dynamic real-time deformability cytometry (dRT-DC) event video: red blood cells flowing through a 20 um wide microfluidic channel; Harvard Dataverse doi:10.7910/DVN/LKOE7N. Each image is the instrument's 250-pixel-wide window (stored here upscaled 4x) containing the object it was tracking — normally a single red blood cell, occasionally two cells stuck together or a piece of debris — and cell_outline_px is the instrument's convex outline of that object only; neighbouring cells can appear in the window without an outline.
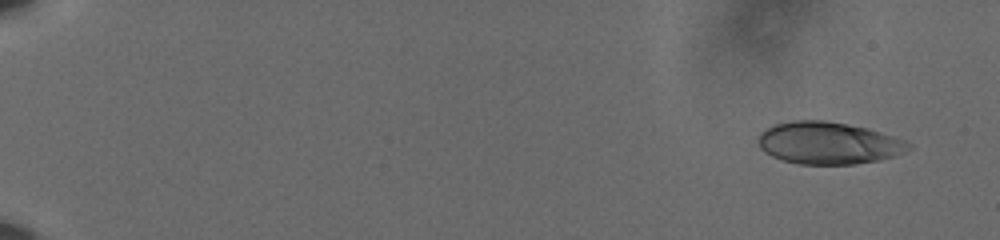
{"species": "human", "species_latin": "Homo sapiens", "temperature_condition": "cold", "stored_images_in_passage": 57, "camera_frame_rate_fps": 3000, "um_per_image_px": 0.085, "donor": {"sex": "male"}, "frame": {"image": 1, "passage_image": 2, "time_ms": 0.333, "image_size_px": [1000, 240], "cell_outline_px": [[912, 148], [892, 156], [880, 160], [856, 164], [800, 164], [784, 160], [772, 156], [764, 152], [760, 148], [760, 132], [764, 128], [776, 124], [792, 120], [824, 120], [848, 124], [868, 128], [904, 140], [912, 144]], "centroid_in_image_um": [70.41, 12.15], "position_along_channel_um": 14.6, "area_um2": 36.82}}
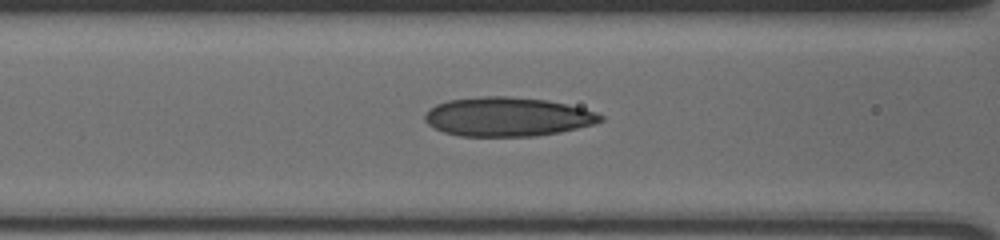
{"frame": {"image": 2, "passage_image": 26, "time_ms": 8.333, "image_size_px": [1000, 240], "cell_outline_px": [[604, 120], [592, 124], [560, 132], [536, 136], [460, 136], [444, 132], [428, 124], [424, 120], [424, 116], [436, 104], [448, 100], [480, 96], [504, 96], [544, 100], [564, 104], [596, 112], [604, 116]], "centroid_in_image_um": [43.12, 9.93], "position_along_channel_um": 123.5, "area_um2": 39.59}}
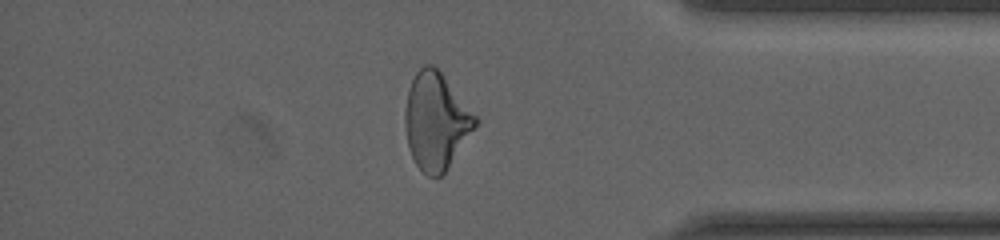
{"frame": {"image": 3, "passage_image": 50, "time_ms": 16.333, "image_size_px": [1000, 240], "cell_outline_px": [[480, 120], [444, 172], [440, 176], [428, 176], [416, 164], [412, 156], [408, 144], [404, 128], [404, 112], [408, 88], [416, 72], [424, 64], [432, 64], [440, 72]], "centroid_in_image_um": [37.03, 10.27], "position_along_channel_um": 398.2, "area_um2": 39.07}, "authors_computed_cell_mechanics": {"area_um2": 38.2058, "velocity_mm_per_s": 3.6278, "shape_relaxation_time_tau1_ms": null, "shape_relaxation_time_tau2_ms": 1.9467, "deformation_change_tau1": null, "deformation_change_tau2": 0.1078}}